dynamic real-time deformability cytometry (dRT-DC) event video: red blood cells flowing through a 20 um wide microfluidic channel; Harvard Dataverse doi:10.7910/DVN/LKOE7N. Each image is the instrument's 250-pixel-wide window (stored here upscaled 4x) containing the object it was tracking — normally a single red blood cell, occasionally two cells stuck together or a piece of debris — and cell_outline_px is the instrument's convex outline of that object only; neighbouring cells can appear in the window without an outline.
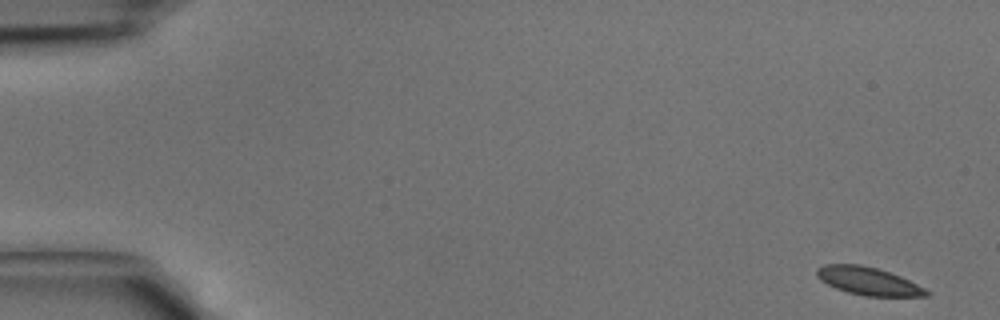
{"species": "common noctule bat (a hibernating species)", "species_latin": "Nyctalus noctula", "temperature_condition": "cold", "stored_images_in_passage": 42, "camera_frame_rate_fps": 3000, "um_per_image_px": 0.085, "animal": {"sex": "male", "body_mass_g": 15.6}, "frame": {"image": 1, "passage_image": 1, "time_ms": 0.0, "image_size_px": [1000, 320], "cell_outline_px": [[932, 292], [928, 296], [864, 296], [848, 292], [836, 288], [820, 280], [816, 276], [816, 268], [824, 264], [860, 264], [876, 268], [900, 276]], "centroid_in_image_um": [73.78, 23.89], "position_along_channel_um": 11.2, "area_um2": 17.74}}
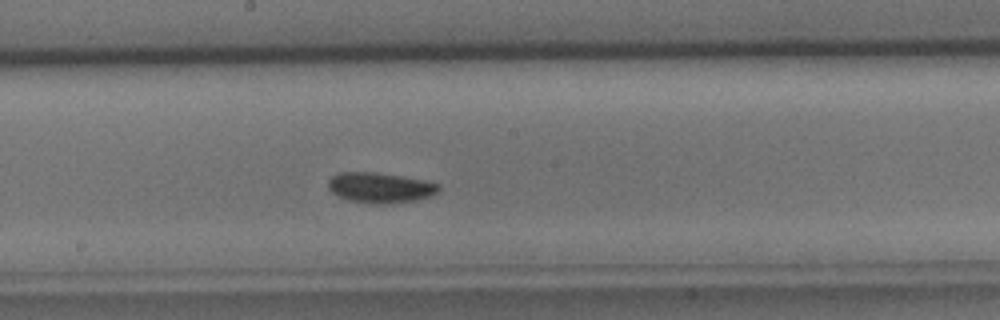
{"frame": {"image": 2, "passage_image": 23, "time_ms": 7.333, "image_size_px": [1000, 320], "cell_outline_px": [[440, 188], [432, 196], [416, 200], [392, 204], [372, 204], [348, 200], [332, 192], [328, 188], [328, 180], [332, 176], [340, 172], [376, 172], [424, 180], [440, 184]], "centroid_in_image_um": [32.32, 15.96], "position_along_channel_um": 215.9, "area_um2": 19.65}}
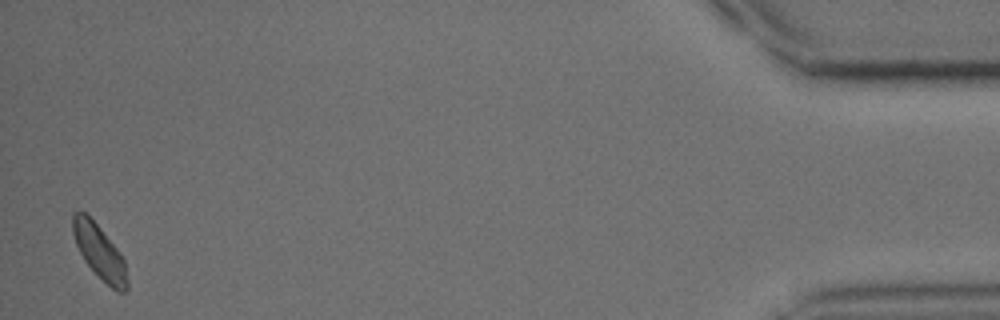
{"frame": {"image": 3, "passage_image": 42, "time_ms": 13.667, "image_size_px": [1000, 320], "cell_outline_px": [[128, 288], [124, 292], [116, 292], [84, 260], [76, 244], [72, 232], [72, 212], [84, 212], [100, 228], [120, 252], [124, 260], [128, 280]], "centroid_in_image_um": [8.46, 21.41], "position_along_channel_um": 426.7, "area_um2": 16.82}}